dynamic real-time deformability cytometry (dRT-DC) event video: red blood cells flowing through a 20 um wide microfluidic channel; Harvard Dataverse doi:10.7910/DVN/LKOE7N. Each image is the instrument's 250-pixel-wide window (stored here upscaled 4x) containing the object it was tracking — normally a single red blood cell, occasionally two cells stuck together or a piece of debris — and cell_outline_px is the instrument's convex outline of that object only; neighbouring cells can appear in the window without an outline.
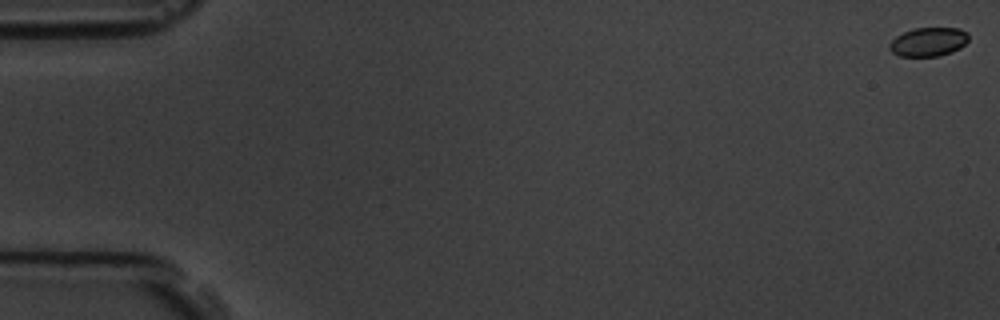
{"species": "common noctule bat (a hibernating species)", "species_latin": "Nyctalus noctula", "temperature_condition": "room temperature", "stored_images_in_passage": 4, "camera_frame_rate_fps": 3000, "um_per_image_px": 0.085, "animal": {"sex": "male", "body_mass_g": 19.5, "forearm_length_mm": 54.6}, "frame": {"image": 1, "passage_image": 1, "time_ms": 0.0, "image_size_px": [1000, 320], "cell_outline_px": [[968, 40], [960, 48], [952, 52], [940, 56], [900, 56], [892, 52], [888, 48], [888, 44], [896, 36], [904, 32], [916, 28], [960, 28], [968, 32]], "centroid_in_image_um": [78.92, 3.56], "position_along_channel_um": 6.1, "area_um2": 13.35}}